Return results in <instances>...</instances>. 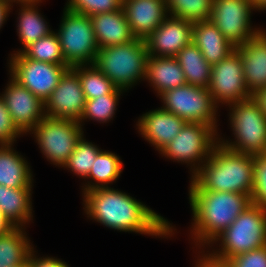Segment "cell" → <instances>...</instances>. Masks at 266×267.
<instances>
[{"mask_svg": "<svg viewBox=\"0 0 266 267\" xmlns=\"http://www.w3.org/2000/svg\"><path fill=\"white\" fill-rule=\"evenodd\" d=\"M2 1H5L11 6V8H13V3L26 4V3H31L37 0H2Z\"/></svg>", "mask_w": 266, "mask_h": 267, "instance_id": "cell-44", "label": "cell"}, {"mask_svg": "<svg viewBox=\"0 0 266 267\" xmlns=\"http://www.w3.org/2000/svg\"><path fill=\"white\" fill-rule=\"evenodd\" d=\"M79 74L71 67L45 101L46 117L80 121L86 105Z\"/></svg>", "mask_w": 266, "mask_h": 267, "instance_id": "cell-14", "label": "cell"}, {"mask_svg": "<svg viewBox=\"0 0 266 267\" xmlns=\"http://www.w3.org/2000/svg\"><path fill=\"white\" fill-rule=\"evenodd\" d=\"M24 227H12L0 235V267L22 264L34 249Z\"/></svg>", "mask_w": 266, "mask_h": 267, "instance_id": "cell-27", "label": "cell"}, {"mask_svg": "<svg viewBox=\"0 0 266 267\" xmlns=\"http://www.w3.org/2000/svg\"><path fill=\"white\" fill-rule=\"evenodd\" d=\"M160 96L165 91L186 84L184 72L175 57L150 56L146 62L145 79Z\"/></svg>", "mask_w": 266, "mask_h": 267, "instance_id": "cell-23", "label": "cell"}, {"mask_svg": "<svg viewBox=\"0 0 266 267\" xmlns=\"http://www.w3.org/2000/svg\"><path fill=\"white\" fill-rule=\"evenodd\" d=\"M23 134L15 126L5 101L0 96V145H12Z\"/></svg>", "mask_w": 266, "mask_h": 267, "instance_id": "cell-36", "label": "cell"}, {"mask_svg": "<svg viewBox=\"0 0 266 267\" xmlns=\"http://www.w3.org/2000/svg\"><path fill=\"white\" fill-rule=\"evenodd\" d=\"M83 133L78 121L46 116L29 132L34 135L45 158L58 167L68 162Z\"/></svg>", "mask_w": 266, "mask_h": 267, "instance_id": "cell-9", "label": "cell"}, {"mask_svg": "<svg viewBox=\"0 0 266 267\" xmlns=\"http://www.w3.org/2000/svg\"><path fill=\"white\" fill-rule=\"evenodd\" d=\"M82 196L87 217L110 229L159 238H170L175 233L167 219L118 189L96 188Z\"/></svg>", "mask_w": 266, "mask_h": 267, "instance_id": "cell-1", "label": "cell"}, {"mask_svg": "<svg viewBox=\"0 0 266 267\" xmlns=\"http://www.w3.org/2000/svg\"><path fill=\"white\" fill-rule=\"evenodd\" d=\"M11 228L10 223L0 214V235L6 233Z\"/></svg>", "mask_w": 266, "mask_h": 267, "instance_id": "cell-42", "label": "cell"}, {"mask_svg": "<svg viewBox=\"0 0 266 267\" xmlns=\"http://www.w3.org/2000/svg\"><path fill=\"white\" fill-rule=\"evenodd\" d=\"M255 11L266 10V0H252Z\"/></svg>", "mask_w": 266, "mask_h": 267, "instance_id": "cell-43", "label": "cell"}, {"mask_svg": "<svg viewBox=\"0 0 266 267\" xmlns=\"http://www.w3.org/2000/svg\"><path fill=\"white\" fill-rule=\"evenodd\" d=\"M122 9L133 35L142 40L169 16L165 0H123Z\"/></svg>", "mask_w": 266, "mask_h": 267, "instance_id": "cell-18", "label": "cell"}, {"mask_svg": "<svg viewBox=\"0 0 266 267\" xmlns=\"http://www.w3.org/2000/svg\"><path fill=\"white\" fill-rule=\"evenodd\" d=\"M227 267H266V245L230 258Z\"/></svg>", "mask_w": 266, "mask_h": 267, "instance_id": "cell-37", "label": "cell"}, {"mask_svg": "<svg viewBox=\"0 0 266 267\" xmlns=\"http://www.w3.org/2000/svg\"><path fill=\"white\" fill-rule=\"evenodd\" d=\"M252 0H213L210 20L235 47L254 37L261 28H253Z\"/></svg>", "mask_w": 266, "mask_h": 267, "instance_id": "cell-12", "label": "cell"}, {"mask_svg": "<svg viewBox=\"0 0 266 267\" xmlns=\"http://www.w3.org/2000/svg\"><path fill=\"white\" fill-rule=\"evenodd\" d=\"M9 77L11 79L0 96L5 101L15 126L24 135L46 116L45 104L11 75Z\"/></svg>", "mask_w": 266, "mask_h": 267, "instance_id": "cell-15", "label": "cell"}, {"mask_svg": "<svg viewBox=\"0 0 266 267\" xmlns=\"http://www.w3.org/2000/svg\"><path fill=\"white\" fill-rule=\"evenodd\" d=\"M8 64L9 74L44 103L64 72L71 68L69 65L35 61L27 58L22 52L11 54Z\"/></svg>", "mask_w": 266, "mask_h": 267, "instance_id": "cell-11", "label": "cell"}, {"mask_svg": "<svg viewBox=\"0 0 266 267\" xmlns=\"http://www.w3.org/2000/svg\"><path fill=\"white\" fill-rule=\"evenodd\" d=\"M9 267H29V259L22 263V264H18V265H15V266H9Z\"/></svg>", "mask_w": 266, "mask_h": 267, "instance_id": "cell-45", "label": "cell"}, {"mask_svg": "<svg viewBox=\"0 0 266 267\" xmlns=\"http://www.w3.org/2000/svg\"><path fill=\"white\" fill-rule=\"evenodd\" d=\"M201 252L198 251L199 253H201V255L197 256V261L195 260L196 264L194 267H227L225 265V263L222 262H217L213 259H211L206 253L205 250H203V248H201ZM203 251V252H202Z\"/></svg>", "mask_w": 266, "mask_h": 267, "instance_id": "cell-39", "label": "cell"}, {"mask_svg": "<svg viewBox=\"0 0 266 267\" xmlns=\"http://www.w3.org/2000/svg\"><path fill=\"white\" fill-rule=\"evenodd\" d=\"M22 53L35 61L56 65H68L61 51V45L55 31L27 46Z\"/></svg>", "mask_w": 266, "mask_h": 267, "instance_id": "cell-31", "label": "cell"}, {"mask_svg": "<svg viewBox=\"0 0 266 267\" xmlns=\"http://www.w3.org/2000/svg\"><path fill=\"white\" fill-rule=\"evenodd\" d=\"M162 108L186 122H197L212 126L217 132V110L219 106L207 88L185 84L165 91L159 97Z\"/></svg>", "mask_w": 266, "mask_h": 267, "instance_id": "cell-10", "label": "cell"}, {"mask_svg": "<svg viewBox=\"0 0 266 267\" xmlns=\"http://www.w3.org/2000/svg\"><path fill=\"white\" fill-rule=\"evenodd\" d=\"M251 98L266 116V88H262L253 92L251 94Z\"/></svg>", "mask_w": 266, "mask_h": 267, "instance_id": "cell-40", "label": "cell"}, {"mask_svg": "<svg viewBox=\"0 0 266 267\" xmlns=\"http://www.w3.org/2000/svg\"><path fill=\"white\" fill-rule=\"evenodd\" d=\"M32 190L0 185V214L12 227H26L33 220Z\"/></svg>", "mask_w": 266, "mask_h": 267, "instance_id": "cell-22", "label": "cell"}, {"mask_svg": "<svg viewBox=\"0 0 266 267\" xmlns=\"http://www.w3.org/2000/svg\"><path fill=\"white\" fill-rule=\"evenodd\" d=\"M185 123L184 119L161 107L140 116L136 129L160 152L179 134Z\"/></svg>", "mask_w": 266, "mask_h": 267, "instance_id": "cell-17", "label": "cell"}, {"mask_svg": "<svg viewBox=\"0 0 266 267\" xmlns=\"http://www.w3.org/2000/svg\"><path fill=\"white\" fill-rule=\"evenodd\" d=\"M175 58L184 72L186 84L208 88L212 66L193 42L182 48Z\"/></svg>", "mask_w": 266, "mask_h": 267, "instance_id": "cell-26", "label": "cell"}, {"mask_svg": "<svg viewBox=\"0 0 266 267\" xmlns=\"http://www.w3.org/2000/svg\"><path fill=\"white\" fill-rule=\"evenodd\" d=\"M220 241V242H219ZM217 250L206 251L211 259L225 263L230 258L266 245V210L250 204L212 244Z\"/></svg>", "mask_w": 266, "mask_h": 267, "instance_id": "cell-5", "label": "cell"}, {"mask_svg": "<svg viewBox=\"0 0 266 267\" xmlns=\"http://www.w3.org/2000/svg\"><path fill=\"white\" fill-rule=\"evenodd\" d=\"M240 53L247 90L250 94L266 88V30L235 47Z\"/></svg>", "mask_w": 266, "mask_h": 267, "instance_id": "cell-19", "label": "cell"}, {"mask_svg": "<svg viewBox=\"0 0 266 267\" xmlns=\"http://www.w3.org/2000/svg\"><path fill=\"white\" fill-rule=\"evenodd\" d=\"M234 141L218 137L226 148L248 155L266 153V116L252 98L226 105ZM231 141V142H230Z\"/></svg>", "mask_w": 266, "mask_h": 267, "instance_id": "cell-6", "label": "cell"}, {"mask_svg": "<svg viewBox=\"0 0 266 267\" xmlns=\"http://www.w3.org/2000/svg\"><path fill=\"white\" fill-rule=\"evenodd\" d=\"M78 74L82 90L87 100L105 94H122L125 90L117 88L112 81L92 65H77L72 67Z\"/></svg>", "mask_w": 266, "mask_h": 267, "instance_id": "cell-29", "label": "cell"}, {"mask_svg": "<svg viewBox=\"0 0 266 267\" xmlns=\"http://www.w3.org/2000/svg\"><path fill=\"white\" fill-rule=\"evenodd\" d=\"M35 252L37 251L33 249L29 255V267H69L66 262L56 257H38Z\"/></svg>", "mask_w": 266, "mask_h": 267, "instance_id": "cell-38", "label": "cell"}, {"mask_svg": "<svg viewBox=\"0 0 266 267\" xmlns=\"http://www.w3.org/2000/svg\"><path fill=\"white\" fill-rule=\"evenodd\" d=\"M213 0H165L168 14L192 23L210 20Z\"/></svg>", "mask_w": 266, "mask_h": 267, "instance_id": "cell-30", "label": "cell"}, {"mask_svg": "<svg viewBox=\"0 0 266 267\" xmlns=\"http://www.w3.org/2000/svg\"><path fill=\"white\" fill-rule=\"evenodd\" d=\"M39 3H42V0L19 4L20 9L18 12L19 17L17 18L19 19L17 21V34L23 48L14 51L13 54L22 52L31 43H34L40 38L53 32V30L49 28V25H47L49 23H47L44 17H42L43 15L39 13Z\"/></svg>", "mask_w": 266, "mask_h": 267, "instance_id": "cell-25", "label": "cell"}, {"mask_svg": "<svg viewBox=\"0 0 266 267\" xmlns=\"http://www.w3.org/2000/svg\"><path fill=\"white\" fill-rule=\"evenodd\" d=\"M56 34L65 62L70 67L94 63L99 47L88 15L64 8Z\"/></svg>", "mask_w": 266, "mask_h": 267, "instance_id": "cell-7", "label": "cell"}, {"mask_svg": "<svg viewBox=\"0 0 266 267\" xmlns=\"http://www.w3.org/2000/svg\"><path fill=\"white\" fill-rule=\"evenodd\" d=\"M189 203L193 214L190 234L195 246L212 247L214 240L228 228L250 204L248 194L189 190Z\"/></svg>", "mask_w": 266, "mask_h": 267, "instance_id": "cell-2", "label": "cell"}, {"mask_svg": "<svg viewBox=\"0 0 266 267\" xmlns=\"http://www.w3.org/2000/svg\"><path fill=\"white\" fill-rule=\"evenodd\" d=\"M99 49L121 45L136 37L133 35L123 9L90 16Z\"/></svg>", "mask_w": 266, "mask_h": 267, "instance_id": "cell-21", "label": "cell"}, {"mask_svg": "<svg viewBox=\"0 0 266 267\" xmlns=\"http://www.w3.org/2000/svg\"><path fill=\"white\" fill-rule=\"evenodd\" d=\"M255 156L232 151L220 142L208 160L191 176L189 190L248 194L254 186Z\"/></svg>", "mask_w": 266, "mask_h": 267, "instance_id": "cell-3", "label": "cell"}, {"mask_svg": "<svg viewBox=\"0 0 266 267\" xmlns=\"http://www.w3.org/2000/svg\"><path fill=\"white\" fill-rule=\"evenodd\" d=\"M149 53L140 38L130 42L100 48L93 65L119 89L127 91L145 79Z\"/></svg>", "mask_w": 266, "mask_h": 267, "instance_id": "cell-4", "label": "cell"}, {"mask_svg": "<svg viewBox=\"0 0 266 267\" xmlns=\"http://www.w3.org/2000/svg\"><path fill=\"white\" fill-rule=\"evenodd\" d=\"M13 146L0 145V185L10 188L33 187L31 166Z\"/></svg>", "mask_w": 266, "mask_h": 267, "instance_id": "cell-24", "label": "cell"}, {"mask_svg": "<svg viewBox=\"0 0 266 267\" xmlns=\"http://www.w3.org/2000/svg\"><path fill=\"white\" fill-rule=\"evenodd\" d=\"M169 16L144 39L150 56L175 57L182 48L192 42L194 23Z\"/></svg>", "mask_w": 266, "mask_h": 267, "instance_id": "cell-16", "label": "cell"}, {"mask_svg": "<svg viewBox=\"0 0 266 267\" xmlns=\"http://www.w3.org/2000/svg\"><path fill=\"white\" fill-rule=\"evenodd\" d=\"M192 42L211 66L226 59L235 50V46L223 36L211 20L193 24Z\"/></svg>", "mask_w": 266, "mask_h": 267, "instance_id": "cell-20", "label": "cell"}, {"mask_svg": "<svg viewBox=\"0 0 266 267\" xmlns=\"http://www.w3.org/2000/svg\"><path fill=\"white\" fill-rule=\"evenodd\" d=\"M120 96L121 94H105L91 100H86L84 112L79 124L84 126L82 123L85 120L87 121V119L103 124L113 120Z\"/></svg>", "mask_w": 266, "mask_h": 267, "instance_id": "cell-33", "label": "cell"}, {"mask_svg": "<svg viewBox=\"0 0 266 267\" xmlns=\"http://www.w3.org/2000/svg\"><path fill=\"white\" fill-rule=\"evenodd\" d=\"M207 89L219 106L220 103L228 105L251 98L245 83L240 53L236 49L226 59L212 66Z\"/></svg>", "mask_w": 266, "mask_h": 267, "instance_id": "cell-13", "label": "cell"}, {"mask_svg": "<svg viewBox=\"0 0 266 267\" xmlns=\"http://www.w3.org/2000/svg\"><path fill=\"white\" fill-rule=\"evenodd\" d=\"M122 3L123 0H68L64 8L90 17L122 9Z\"/></svg>", "mask_w": 266, "mask_h": 267, "instance_id": "cell-34", "label": "cell"}, {"mask_svg": "<svg viewBox=\"0 0 266 267\" xmlns=\"http://www.w3.org/2000/svg\"><path fill=\"white\" fill-rule=\"evenodd\" d=\"M252 203L266 210V153L255 156Z\"/></svg>", "mask_w": 266, "mask_h": 267, "instance_id": "cell-35", "label": "cell"}, {"mask_svg": "<svg viewBox=\"0 0 266 267\" xmlns=\"http://www.w3.org/2000/svg\"><path fill=\"white\" fill-rule=\"evenodd\" d=\"M122 169L123 163L119 156L110 151L101 150L96 156L89 175L86 177L87 180H92L81 186L82 195L96 188L110 187L108 185L116 182L122 173Z\"/></svg>", "mask_w": 266, "mask_h": 267, "instance_id": "cell-28", "label": "cell"}, {"mask_svg": "<svg viewBox=\"0 0 266 267\" xmlns=\"http://www.w3.org/2000/svg\"><path fill=\"white\" fill-rule=\"evenodd\" d=\"M101 150L92 142L87 141L83 135L63 168L85 180L91 171L97 154Z\"/></svg>", "mask_w": 266, "mask_h": 267, "instance_id": "cell-32", "label": "cell"}, {"mask_svg": "<svg viewBox=\"0 0 266 267\" xmlns=\"http://www.w3.org/2000/svg\"><path fill=\"white\" fill-rule=\"evenodd\" d=\"M210 125L186 122L179 134L159 153L167 159L190 166L193 176L208 160L220 135Z\"/></svg>", "mask_w": 266, "mask_h": 267, "instance_id": "cell-8", "label": "cell"}, {"mask_svg": "<svg viewBox=\"0 0 266 267\" xmlns=\"http://www.w3.org/2000/svg\"><path fill=\"white\" fill-rule=\"evenodd\" d=\"M11 6L5 1L0 0V29L2 28L5 21L9 17Z\"/></svg>", "mask_w": 266, "mask_h": 267, "instance_id": "cell-41", "label": "cell"}]
</instances>
